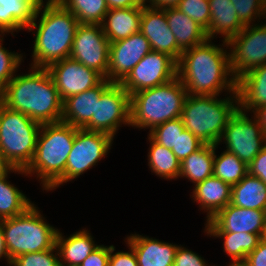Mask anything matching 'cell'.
Returning a JSON list of instances; mask_svg holds the SVG:
<instances>
[{"label": "cell", "mask_w": 266, "mask_h": 266, "mask_svg": "<svg viewBox=\"0 0 266 266\" xmlns=\"http://www.w3.org/2000/svg\"><path fill=\"white\" fill-rule=\"evenodd\" d=\"M204 145L195 135H193L189 130L184 129V131L178 135V140L176 145L173 147L172 151L182 162L190 154L196 152Z\"/></svg>", "instance_id": "obj_40"}, {"label": "cell", "mask_w": 266, "mask_h": 266, "mask_svg": "<svg viewBox=\"0 0 266 266\" xmlns=\"http://www.w3.org/2000/svg\"><path fill=\"white\" fill-rule=\"evenodd\" d=\"M163 10L168 26L182 51L202 44L208 39L206 30L176 7Z\"/></svg>", "instance_id": "obj_27"}, {"label": "cell", "mask_w": 266, "mask_h": 266, "mask_svg": "<svg viewBox=\"0 0 266 266\" xmlns=\"http://www.w3.org/2000/svg\"><path fill=\"white\" fill-rule=\"evenodd\" d=\"M77 127L62 121L42 124L32 162L25 176L35 174L47 190L64 174L68 155L72 149Z\"/></svg>", "instance_id": "obj_4"}, {"label": "cell", "mask_w": 266, "mask_h": 266, "mask_svg": "<svg viewBox=\"0 0 266 266\" xmlns=\"http://www.w3.org/2000/svg\"><path fill=\"white\" fill-rule=\"evenodd\" d=\"M204 232H246L266 237V211L228 204L205 223Z\"/></svg>", "instance_id": "obj_17"}, {"label": "cell", "mask_w": 266, "mask_h": 266, "mask_svg": "<svg viewBox=\"0 0 266 266\" xmlns=\"http://www.w3.org/2000/svg\"><path fill=\"white\" fill-rule=\"evenodd\" d=\"M148 166L161 179H178L181 162L172 150L156 143L149 135Z\"/></svg>", "instance_id": "obj_32"}, {"label": "cell", "mask_w": 266, "mask_h": 266, "mask_svg": "<svg viewBox=\"0 0 266 266\" xmlns=\"http://www.w3.org/2000/svg\"><path fill=\"white\" fill-rule=\"evenodd\" d=\"M113 139L110 134L104 132L78 128L67 158L65 172L47 191L80 177L99 163L109 153Z\"/></svg>", "instance_id": "obj_9"}, {"label": "cell", "mask_w": 266, "mask_h": 266, "mask_svg": "<svg viewBox=\"0 0 266 266\" xmlns=\"http://www.w3.org/2000/svg\"><path fill=\"white\" fill-rule=\"evenodd\" d=\"M144 6L109 9L101 23L109 43L126 39L140 32V21Z\"/></svg>", "instance_id": "obj_26"}, {"label": "cell", "mask_w": 266, "mask_h": 266, "mask_svg": "<svg viewBox=\"0 0 266 266\" xmlns=\"http://www.w3.org/2000/svg\"><path fill=\"white\" fill-rule=\"evenodd\" d=\"M11 172L26 174L25 170L12 167L0 173V217L2 220L20 215L34 204L14 184L7 181Z\"/></svg>", "instance_id": "obj_28"}, {"label": "cell", "mask_w": 266, "mask_h": 266, "mask_svg": "<svg viewBox=\"0 0 266 266\" xmlns=\"http://www.w3.org/2000/svg\"><path fill=\"white\" fill-rule=\"evenodd\" d=\"M3 257L7 260L9 266H11L12 261L6 248L4 233L0 224V259H3Z\"/></svg>", "instance_id": "obj_49"}, {"label": "cell", "mask_w": 266, "mask_h": 266, "mask_svg": "<svg viewBox=\"0 0 266 266\" xmlns=\"http://www.w3.org/2000/svg\"><path fill=\"white\" fill-rule=\"evenodd\" d=\"M230 204L266 211V184L247 173L239 183L232 185Z\"/></svg>", "instance_id": "obj_29"}, {"label": "cell", "mask_w": 266, "mask_h": 266, "mask_svg": "<svg viewBox=\"0 0 266 266\" xmlns=\"http://www.w3.org/2000/svg\"><path fill=\"white\" fill-rule=\"evenodd\" d=\"M252 113L262 127L263 133L266 135V105L256 108Z\"/></svg>", "instance_id": "obj_47"}, {"label": "cell", "mask_w": 266, "mask_h": 266, "mask_svg": "<svg viewBox=\"0 0 266 266\" xmlns=\"http://www.w3.org/2000/svg\"><path fill=\"white\" fill-rule=\"evenodd\" d=\"M125 240L133 248L138 266H173L178 245L136 233Z\"/></svg>", "instance_id": "obj_20"}, {"label": "cell", "mask_w": 266, "mask_h": 266, "mask_svg": "<svg viewBox=\"0 0 266 266\" xmlns=\"http://www.w3.org/2000/svg\"><path fill=\"white\" fill-rule=\"evenodd\" d=\"M140 32L148 39L152 51L168 54L176 62L180 60L182 50L170 30L165 11L151 6L143 7Z\"/></svg>", "instance_id": "obj_18"}, {"label": "cell", "mask_w": 266, "mask_h": 266, "mask_svg": "<svg viewBox=\"0 0 266 266\" xmlns=\"http://www.w3.org/2000/svg\"><path fill=\"white\" fill-rule=\"evenodd\" d=\"M151 51L150 42L141 32L110 43L107 80L112 83H121Z\"/></svg>", "instance_id": "obj_16"}, {"label": "cell", "mask_w": 266, "mask_h": 266, "mask_svg": "<svg viewBox=\"0 0 266 266\" xmlns=\"http://www.w3.org/2000/svg\"><path fill=\"white\" fill-rule=\"evenodd\" d=\"M5 33H0V91L12 80L23 60V54L2 46Z\"/></svg>", "instance_id": "obj_36"}, {"label": "cell", "mask_w": 266, "mask_h": 266, "mask_svg": "<svg viewBox=\"0 0 266 266\" xmlns=\"http://www.w3.org/2000/svg\"><path fill=\"white\" fill-rule=\"evenodd\" d=\"M232 186L212 175L194 186L192 198L200 210L207 213L206 222L211 220L231 201Z\"/></svg>", "instance_id": "obj_21"}, {"label": "cell", "mask_w": 266, "mask_h": 266, "mask_svg": "<svg viewBox=\"0 0 266 266\" xmlns=\"http://www.w3.org/2000/svg\"><path fill=\"white\" fill-rule=\"evenodd\" d=\"M238 108L237 93L222 99L218 95L187 94L180 118L185 129L201 142L218 145L228 120Z\"/></svg>", "instance_id": "obj_6"}, {"label": "cell", "mask_w": 266, "mask_h": 266, "mask_svg": "<svg viewBox=\"0 0 266 266\" xmlns=\"http://www.w3.org/2000/svg\"><path fill=\"white\" fill-rule=\"evenodd\" d=\"M41 124L0 102V152L9 167L26 170L33 160Z\"/></svg>", "instance_id": "obj_7"}, {"label": "cell", "mask_w": 266, "mask_h": 266, "mask_svg": "<svg viewBox=\"0 0 266 266\" xmlns=\"http://www.w3.org/2000/svg\"><path fill=\"white\" fill-rule=\"evenodd\" d=\"M248 173V166L235 154L224 150L220 156H214L213 175L231 186L239 183Z\"/></svg>", "instance_id": "obj_34"}, {"label": "cell", "mask_w": 266, "mask_h": 266, "mask_svg": "<svg viewBox=\"0 0 266 266\" xmlns=\"http://www.w3.org/2000/svg\"><path fill=\"white\" fill-rule=\"evenodd\" d=\"M184 129L185 127L183 125L182 119L177 118L157 125L151 131H149L148 135L156 143L172 150L176 145L178 135L181 134Z\"/></svg>", "instance_id": "obj_35"}, {"label": "cell", "mask_w": 266, "mask_h": 266, "mask_svg": "<svg viewBox=\"0 0 266 266\" xmlns=\"http://www.w3.org/2000/svg\"><path fill=\"white\" fill-rule=\"evenodd\" d=\"M79 24L77 18L58 1L47 0L43 3L26 28L29 32L36 30V33L32 32L35 40L30 66L48 68L55 62L69 58Z\"/></svg>", "instance_id": "obj_3"}, {"label": "cell", "mask_w": 266, "mask_h": 266, "mask_svg": "<svg viewBox=\"0 0 266 266\" xmlns=\"http://www.w3.org/2000/svg\"><path fill=\"white\" fill-rule=\"evenodd\" d=\"M177 76V62L166 53L151 51L120 83L131 95L164 84Z\"/></svg>", "instance_id": "obj_14"}, {"label": "cell", "mask_w": 266, "mask_h": 266, "mask_svg": "<svg viewBox=\"0 0 266 266\" xmlns=\"http://www.w3.org/2000/svg\"><path fill=\"white\" fill-rule=\"evenodd\" d=\"M218 145L204 144L181 162L180 178H187L195 186L213 175L215 150Z\"/></svg>", "instance_id": "obj_30"}, {"label": "cell", "mask_w": 266, "mask_h": 266, "mask_svg": "<svg viewBox=\"0 0 266 266\" xmlns=\"http://www.w3.org/2000/svg\"><path fill=\"white\" fill-rule=\"evenodd\" d=\"M205 259L186 247L178 245L173 266H210ZM215 266V265H213Z\"/></svg>", "instance_id": "obj_41"}, {"label": "cell", "mask_w": 266, "mask_h": 266, "mask_svg": "<svg viewBox=\"0 0 266 266\" xmlns=\"http://www.w3.org/2000/svg\"><path fill=\"white\" fill-rule=\"evenodd\" d=\"M264 4H265V6H266V0H261Z\"/></svg>", "instance_id": "obj_52"}, {"label": "cell", "mask_w": 266, "mask_h": 266, "mask_svg": "<svg viewBox=\"0 0 266 266\" xmlns=\"http://www.w3.org/2000/svg\"><path fill=\"white\" fill-rule=\"evenodd\" d=\"M110 43L101 24L80 23L74 37L70 58L98 72L107 79Z\"/></svg>", "instance_id": "obj_13"}, {"label": "cell", "mask_w": 266, "mask_h": 266, "mask_svg": "<svg viewBox=\"0 0 266 266\" xmlns=\"http://www.w3.org/2000/svg\"><path fill=\"white\" fill-rule=\"evenodd\" d=\"M112 84L103 79L97 86L68 97L63 101L61 121L77 128H83L95 116L96 100Z\"/></svg>", "instance_id": "obj_19"}, {"label": "cell", "mask_w": 266, "mask_h": 266, "mask_svg": "<svg viewBox=\"0 0 266 266\" xmlns=\"http://www.w3.org/2000/svg\"><path fill=\"white\" fill-rule=\"evenodd\" d=\"M182 0H155L151 6L157 9L175 8Z\"/></svg>", "instance_id": "obj_48"}, {"label": "cell", "mask_w": 266, "mask_h": 266, "mask_svg": "<svg viewBox=\"0 0 266 266\" xmlns=\"http://www.w3.org/2000/svg\"><path fill=\"white\" fill-rule=\"evenodd\" d=\"M187 91L178 76L130 95V127L150 129L181 117Z\"/></svg>", "instance_id": "obj_5"}, {"label": "cell", "mask_w": 266, "mask_h": 266, "mask_svg": "<svg viewBox=\"0 0 266 266\" xmlns=\"http://www.w3.org/2000/svg\"><path fill=\"white\" fill-rule=\"evenodd\" d=\"M129 251L114 252L115 246L110 245L109 265L108 266H138L133 248L128 244ZM114 253V254H113Z\"/></svg>", "instance_id": "obj_42"}, {"label": "cell", "mask_w": 266, "mask_h": 266, "mask_svg": "<svg viewBox=\"0 0 266 266\" xmlns=\"http://www.w3.org/2000/svg\"><path fill=\"white\" fill-rule=\"evenodd\" d=\"M239 109L251 113L266 105V64L241 76L236 83Z\"/></svg>", "instance_id": "obj_22"}, {"label": "cell", "mask_w": 266, "mask_h": 266, "mask_svg": "<svg viewBox=\"0 0 266 266\" xmlns=\"http://www.w3.org/2000/svg\"><path fill=\"white\" fill-rule=\"evenodd\" d=\"M16 75L0 91V102L39 124L60 122L63 101L47 68L32 67Z\"/></svg>", "instance_id": "obj_2"}, {"label": "cell", "mask_w": 266, "mask_h": 266, "mask_svg": "<svg viewBox=\"0 0 266 266\" xmlns=\"http://www.w3.org/2000/svg\"><path fill=\"white\" fill-rule=\"evenodd\" d=\"M210 24L206 30L209 40L218 34L228 42L236 36L245 26L240 22L231 0H209Z\"/></svg>", "instance_id": "obj_24"}, {"label": "cell", "mask_w": 266, "mask_h": 266, "mask_svg": "<svg viewBox=\"0 0 266 266\" xmlns=\"http://www.w3.org/2000/svg\"><path fill=\"white\" fill-rule=\"evenodd\" d=\"M248 173L266 184V145L248 165Z\"/></svg>", "instance_id": "obj_44"}, {"label": "cell", "mask_w": 266, "mask_h": 266, "mask_svg": "<svg viewBox=\"0 0 266 266\" xmlns=\"http://www.w3.org/2000/svg\"><path fill=\"white\" fill-rule=\"evenodd\" d=\"M1 227L11 261L24 253L41 252L56 245L58 229L46 222L35 204L20 215L3 219Z\"/></svg>", "instance_id": "obj_8"}, {"label": "cell", "mask_w": 266, "mask_h": 266, "mask_svg": "<svg viewBox=\"0 0 266 266\" xmlns=\"http://www.w3.org/2000/svg\"><path fill=\"white\" fill-rule=\"evenodd\" d=\"M9 166L6 164V162L3 160L1 152H0V173L4 172Z\"/></svg>", "instance_id": "obj_51"}, {"label": "cell", "mask_w": 266, "mask_h": 266, "mask_svg": "<svg viewBox=\"0 0 266 266\" xmlns=\"http://www.w3.org/2000/svg\"><path fill=\"white\" fill-rule=\"evenodd\" d=\"M231 2L244 26L256 24V19L262 17L266 21V6L261 0H231Z\"/></svg>", "instance_id": "obj_37"}, {"label": "cell", "mask_w": 266, "mask_h": 266, "mask_svg": "<svg viewBox=\"0 0 266 266\" xmlns=\"http://www.w3.org/2000/svg\"><path fill=\"white\" fill-rule=\"evenodd\" d=\"M122 124L130 127V94L120 83H112L96 100L95 116L83 129L104 132L114 138Z\"/></svg>", "instance_id": "obj_12"}, {"label": "cell", "mask_w": 266, "mask_h": 266, "mask_svg": "<svg viewBox=\"0 0 266 266\" xmlns=\"http://www.w3.org/2000/svg\"><path fill=\"white\" fill-rule=\"evenodd\" d=\"M70 11L79 23L101 24L108 7L105 0H56Z\"/></svg>", "instance_id": "obj_33"}, {"label": "cell", "mask_w": 266, "mask_h": 266, "mask_svg": "<svg viewBox=\"0 0 266 266\" xmlns=\"http://www.w3.org/2000/svg\"><path fill=\"white\" fill-rule=\"evenodd\" d=\"M240 266H266V237L259 241L257 247L247 255Z\"/></svg>", "instance_id": "obj_45"}, {"label": "cell", "mask_w": 266, "mask_h": 266, "mask_svg": "<svg viewBox=\"0 0 266 266\" xmlns=\"http://www.w3.org/2000/svg\"><path fill=\"white\" fill-rule=\"evenodd\" d=\"M154 1L155 0H136V2L139 5L144 6V7H146V6H152L154 4ZM146 2L149 3V5Z\"/></svg>", "instance_id": "obj_50"}, {"label": "cell", "mask_w": 266, "mask_h": 266, "mask_svg": "<svg viewBox=\"0 0 266 266\" xmlns=\"http://www.w3.org/2000/svg\"><path fill=\"white\" fill-rule=\"evenodd\" d=\"M185 13L189 18L196 21L205 30L210 24V6L209 1L201 0H182L176 7Z\"/></svg>", "instance_id": "obj_39"}, {"label": "cell", "mask_w": 266, "mask_h": 266, "mask_svg": "<svg viewBox=\"0 0 266 266\" xmlns=\"http://www.w3.org/2000/svg\"><path fill=\"white\" fill-rule=\"evenodd\" d=\"M246 25L227 45L232 76L238 80L266 64V23Z\"/></svg>", "instance_id": "obj_11"}, {"label": "cell", "mask_w": 266, "mask_h": 266, "mask_svg": "<svg viewBox=\"0 0 266 266\" xmlns=\"http://www.w3.org/2000/svg\"><path fill=\"white\" fill-rule=\"evenodd\" d=\"M222 42L224 48L207 39L202 44L182 51L177 62V76L187 94L220 96L223 92L237 93V80L230 69L229 47L227 42Z\"/></svg>", "instance_id": "obj_1"}, {"label": "cell", "mask_w": 266, "mask_h": 266, "mask_svg": "<svg viewBox=\"0 0 266 266\" xmlns=\"http://www.w3.org/2000/svg\"><path fill=\"white\" fill-rule=\"evenodd\" d=\"M108 9L133 8L140 6L136 0H105Z\"/></svg>", "instance_id": "obj_46"}, {"label": "cell", "mask_w": 266, "mask_h": 266, "mask_svg": "<svg viewBox=\"0 0 266 266\" xmlns=\"http://www.w3.org/2000/svg\"><path fill=\"white\" fill-rule=\"evenodd\" d=\"M11 266H60L57 247L55 245L49 250L19 255L12 260Z\"/></svg>", "instance_id": "obj_38"}, {"label": "cell", "mask_w": 266, "mask_h": 266, "mask_svg": "<svg viewBox=\"0 0 266 266\" xmlns=\"http://www.w3.org/2000/svg\"><path fill=\"white\" fill-rule=\"evenodd\" d=\"M239 108L230 117L221 139L226 151L235 154L247 166L266 145V135L255 116L249 118Z\"/></svg>", "instance_id": "obj_10"}, {"label": "cell", "mask_w": 266, "mask_h": 266, "mask_svg": "<svg viewBox=\"0 0 266 266\" xmlns=\"http://www.w3.org/2000/svg\"><path fill=\"white\" fill-rule=\"evenodd\" d=\"M89 230L82 229L70 236H63L58 230L56 247L59 253L60 266H79L99 245L95 244Z\"/></svg>", "instance_id": "obj_25"}, {"label": "cell", "mask_w": 266, "mask_h": 266, "mask_svg": "<svg viewBox=\"0 0 266 266\" xmlns=\"http://www.w3.org/2000/svg\"><path fill=\"white\" fill-rule=\"evenodd\" d=\"M110 246L99 245L79 266H108Z\"/></svg>", "instance_id": "obj_43"}, {"label": "cell", "mask_w": 266, "mask_h": 266, "mask_svg": "<svg viewBox=\"0 0 266 266\" xmlns=\"http://www.w3.org/2000/svg\"><path fill=\"white\" fill-rule=\"evenodd\" d=\"M43 0H1L0 3V33L18 32L26 29L33 21Z\"/></svg>", "instance_id": "obj_23"}, {"label": "cell", "mask_w": 266, "mask_h": 266, "mask_svg": "<svg viewBox=\"0 0 266 266\" xmlns=\"http://www.w3.org/2000/svg\"><path fill=\"white\" fill-rule=\"evenodd\" d=\"M47 70L62 101L97 86L104 79L95 70L70 57L51 64Z\"/></svg>", "instance_id": "obj_15"}, {"label": "cell", "mask_w": 266, "mask_h": 266, "mask_svg": "<svg viewBox=\"0 0 266 266\" xmlns=\"http://www.w3.org/2000/svg\"><path fill=\"white\" fill-rule=\"evenodd\" d=\"M210 237L223 238V251L231 258V266H240L262 239L246 232H204Z\"/></svg>", "instance_id": "obj_31"}]
</instances>
